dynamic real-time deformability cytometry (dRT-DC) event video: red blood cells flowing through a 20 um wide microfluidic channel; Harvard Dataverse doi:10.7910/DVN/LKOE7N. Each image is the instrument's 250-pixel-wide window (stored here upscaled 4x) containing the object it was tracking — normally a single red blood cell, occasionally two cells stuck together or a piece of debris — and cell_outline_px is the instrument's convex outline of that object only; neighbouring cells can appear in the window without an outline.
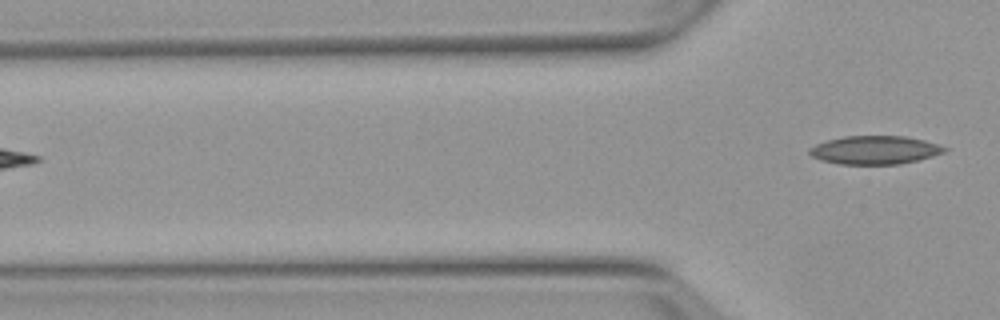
{"species": "Egyptian fruit bat (a non-hibernating species)", "species_latin": "Rousettus aegyptiacus", "temperature_condition": "warm", "stored_images_in_passage": 2, "camera_frame_rate_fps": 3000, "um_per_image_px": 0.085, "animal": {"sex": "female"}, "frame": {"image": 1, "passage_image": 2, "time_ms": 2.0, "image_size_px": [1000, 320], "cell_outline_px": [[948, 148], [944, 152], [932, 156], [900, 164], [840, 164], [820, 160], [812, 156], [808, 152], [808, 148], [816, 144], [828, 140], [844, 136], [904, 136], [924, 140]], "centroid_in_image_um": [74.32, 12.75], "position_along_channel_um": 51.5, "area_um2": 22.2}}